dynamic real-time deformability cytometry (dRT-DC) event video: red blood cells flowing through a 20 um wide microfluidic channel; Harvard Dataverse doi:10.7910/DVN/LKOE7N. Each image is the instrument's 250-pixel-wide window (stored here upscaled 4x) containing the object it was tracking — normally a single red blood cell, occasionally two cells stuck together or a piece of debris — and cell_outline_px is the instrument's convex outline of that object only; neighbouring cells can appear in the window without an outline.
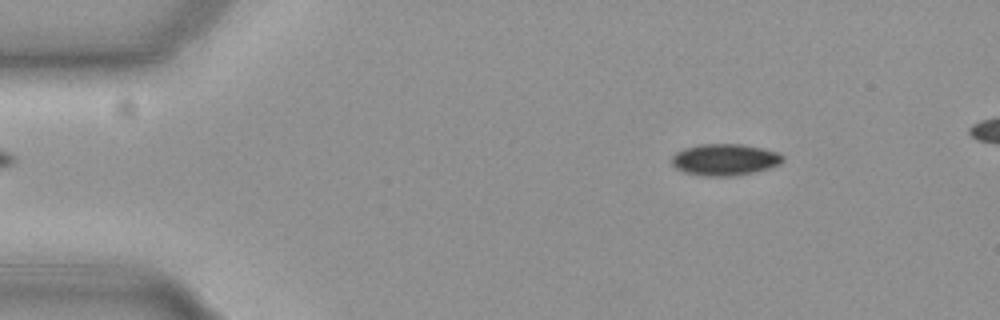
{"species": "common noctule bat (a hibernating species)", "species_latin": "Nyctalus noctula", "temperature_condition": "cold", "stored_images_in_passage": 55, "camera_frame_rate_fps": 3000, "um_per_image_px": 0.085, "animal": {"sex": "female", "body_mass_g": 19.3, "forearm_length_mm": 54.1}, "frame": {"image": 1, "passage_image": 8, "time_ms": 2.333, "image_size_px": [1000, 320], "cell_outline_px": [[784, 160], [780, 164], [772, 168], [732, 176], [704, 176], [684, 172], [676, 168], [672, 164], [672, 156], [676, 152], [684, 148], [700, 144], [740, 144], [764, 148], [780, 152], [784, 156]], "centroid_in_image_um": [61.64, 13.56], "position_along_channel_um": 23.4, "area_um2": 20.63}}
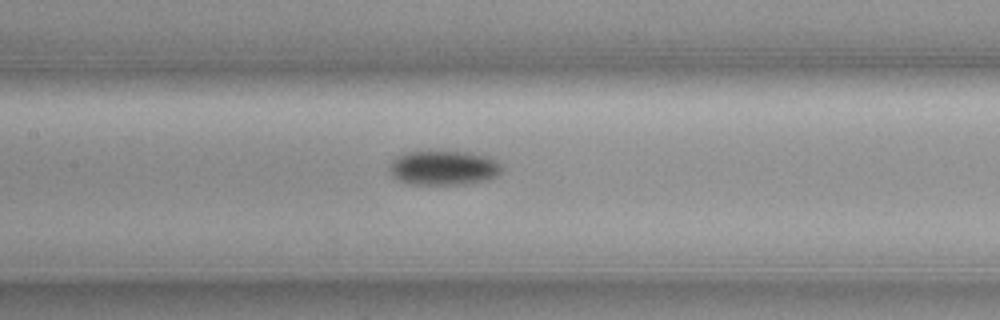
{"frame": {"image": 2, "passage_image": 26, "time_ms": 8.333, "image_size_px": [1000, 320], "cell_outline_px": [[504, 172], [488, 180], [472, 184], [408, 184], [396, 180], [392, 176], [388, 164], [392, 160], [404, 152], [468, 152], [492, 156], [504, 168]], "centroid_in_image_um": [37.76, 14.28], "position_along_channel_um": 169.6, "area_um2": 23.06}}
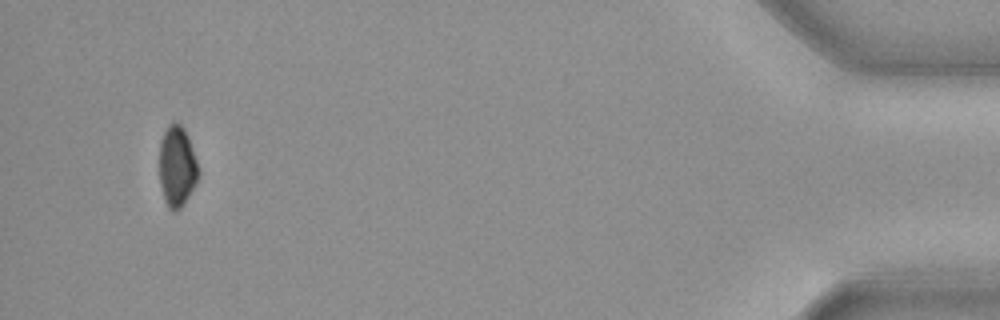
{"frame": {"image": 3, "passage_image": 53, "time_ms": 17.333, "image_size_px": [1000, 320], "cell_outline_px": [[200, 176], [196, 184], [184, 204], [176, 212], [172, 212], [168, 208], [164, 200], [160, 184], [160, 144], [164, 132], [168, 124], [180, 124], [184, 128], [188, 136], [200, 172]], "centroid_in_image_um": [15.06, 14.2], "position_along_channel_um": 420.1, "area_um2": 18.44}, "authors_computed_cell_mechanics": {"area_um2": 21.0392, "velocity_mm_per_s": 3.7103, "shape_relaxation_time_tau1_ms": 3.4265, "shape_relaxation_time_tau2_ms": null, "deformation_change_tau1": 0.0521, "deformation_change_tau2": null}}